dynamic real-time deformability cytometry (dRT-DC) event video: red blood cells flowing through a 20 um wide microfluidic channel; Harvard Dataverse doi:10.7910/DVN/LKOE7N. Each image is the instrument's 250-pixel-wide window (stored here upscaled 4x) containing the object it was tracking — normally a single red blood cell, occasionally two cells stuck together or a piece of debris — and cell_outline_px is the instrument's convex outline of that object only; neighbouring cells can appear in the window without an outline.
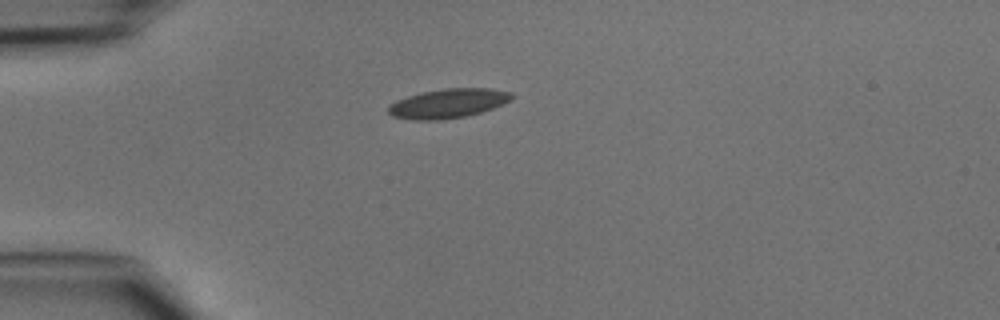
{"species": "common noctule bat (a hibernating species)", "species_latin": "Nyctalus noctula", "temperature_condition": "cold", "stored_images_in_passage": 36, "camera_frame_rate_fps": 3000, "um_per_image_px": 0.085, "animal": {"sex": "male", "body_mass_g": 15.6}, "frame": {"image": 1, "passage_image": 1, "time_ms": 0.0, "image_size_px": [1000, 320], "cell_outline_px": [[516, 96], [512, 100], [492, 108], [468, 116], [436, 120], [412, 120], [392, 116], [388, 112], [388, 108], [396, 100], [420, 92], [444, 88], [488, 88], [512, 92]], "centroid_in_image_um": [38.12, 8.78], "position_along_channel_um": 46.9, "area_um2": 21.15}}
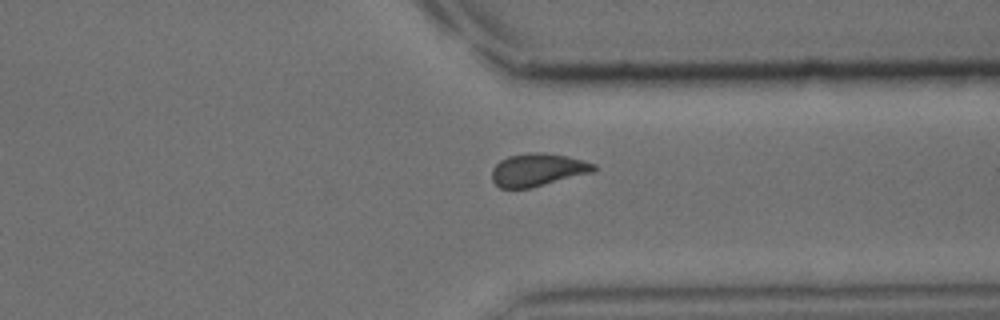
{"frame": {"image": 2, "passage_image": 25, "time_ms": 8.0, "image_size_px": [1000, 320], "cell_outline_px": [[596, 168], [592, 172], [528, 188], [500, 188], [492, 180], [492, 168], [500, 160], [508, 156], [528, 152], [544, 152], [564, 156], [596, 164]], "centroid_in_image_um": [45.65, 14.42], "position_along_channel_um": 365.7, "area_um2": 19.13}}
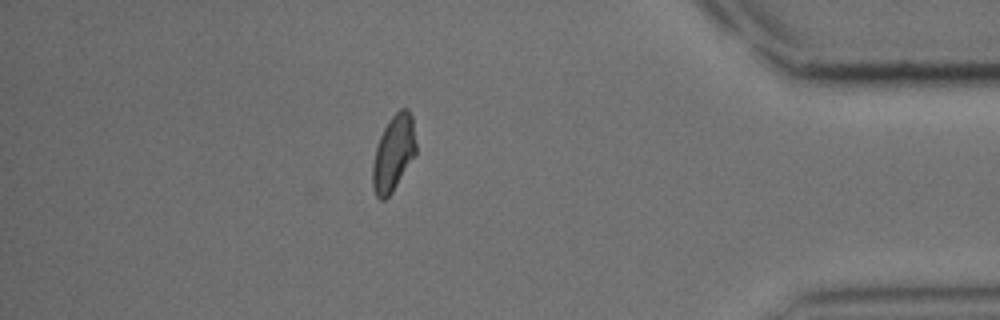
{"frame": {"image": 3, "passage_image": 30, "time_ms": 9.667, "image_size_px": [1000, 320], "cell_outline_px": [[416, 156], [392, 192], [384, 200], [380, 200], [376, 196], [372, 188], [372, 164], [376, 148], [380, 136], [384, 128], [392, 116], [400, 108], [408, 108], [412, 116], [416, 144]], "centroid_in_image_um": [33.45, 13.04], "position_along_channel_um": 401.7, "area_um2": 19.36}}